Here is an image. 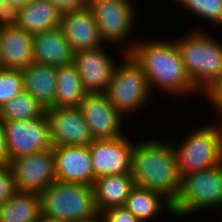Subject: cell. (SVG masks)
I'll return each instance as SVG.
<instances>
[{
	"instance_id": "cell-1",
	"label": "cell",
	"mask_w": 222,
	"mask_h": 222,
	"mask_svg": "<svg viewBox=\"0 0 222 222\" xmlns=\"http://www.w3.org/2000/svg\"><path fill=\"white\" fill-rule=\"evenodd\" d=\"M127 45L124 53H129L145 72L150 90L157 88L175 96L198 91L186 73L175 41L138 40Z\"/></svg>"
},
{
	"instance_id": "cell-2",
	"label": "cell",
	"mask_w": 222,
	"mask_h": 222,
	"mask_svg": "<svg viewBox=\"0 0 222 222\" xmlns=\"http://www.w3.org/2000/svg\"><path fill=\"white\" fill-rule=\"evenodd\" d=\"M131 175L135 186L160 193L170 204L176 200L181 184L173 144L148 139L135 144Z\"/></svg>"
},
{
	"instance_id": "cell-3",
	"label": "cell",
	"mask_w": 222,
	"mask_h": 222,
	"mask_svg": "<svg viewBox=\"0 0 222 222\" xmlns=\"http://www.w3.org/2000/svg\"><path fill=\"white\" fill-rule=\"evenodd\" d=\"M211 35L195 30L175 40L186 73L200 93L222 76V43Z\"/></svg>"
},
{
	"instance_id": "cell-4",
	"label": "cell",
	"mask_w": 222,
	"mask_h": 222,
	"mask_svg": "<svg viewBox=\"0 0 222 222\" xmlns=\"http://www.w3.org/2000/svg\"><path fill=\"white\" fill-rule=\"evenodd\" d=\"M39 195L43 215L67 222H87L100 215L92 185L56 180Z\"/></svg>"
},
{
	"instance_id": "cell-5",
	"label": "cell",
	"mask_w": 222,
	"mask_h": 222,
	"mask_svg": "<svg viewBox=\"0 0 222 222\" xmlns=\"http://www.w3.org/2000/svg\"><path fill=\"white\" fill-rule=\"evenodd\" d=\"M184 142L173 144L179 175L213 168L222 163V126L205 125L195 128Z\"/></svg>"
},
{
	"instance_id": "cell-6",
	"label": "cell",
	"mask_w": 222,
	"mask_h": 222,
	"mask_svg": "<svg viewBox=\"0 0 222 222\" xmlns=\"http://www.w3.org/2000/svg\"><path fill=\"white\" fill-rule=\"evenodd\" d=\"M214 207H222V163L182 176L172 212L174 216L182 217Z\"/></svg>"
},
{
	"instance_id": "cell-7",
	"label": "cell",
	"mask_w": 222,
	"mask_h": 222,
	"mask_svg": "<svg viewBox=\"0 0 222 222\" xmlns=\"http://www.w3.org/2000/svg\"><path fill=\"white\" fill-rule=\"evenodd\" d=\"M122 56L125 60L115 65L105 94L111 105L124 117V114L134 113L144 106L152 92L140 65L129 53Z\"/></svg>"
},
{
	"instance_id": "cell-8",
	"label": "cell",
	"mask_w": 222,
	"mask_h": 222,
	"mask_svg": "<svg viewBox=\"0 0 222 222\" xmlns=\"http://www.w3.org/2000/svg\"><path fill=\"white\" fill-rule=\"evenodd\" d=\"M88 2L104 43L117 44L129 39L137 18V10L132 0H88Z\"/></svg>"
},
{
	"instance_id": "cell-9",
	"label": "cell",
	"mask_w": 222,
	"mask_h": 222,
	"mask_svg": "<svg viewBox=\"0 0 222 222\" xmlns=\"http://www.w3.org/2000/svg\"><path fill=\"white\" fill-rule=\"evenodd\" d=\"M3 126L8 163L21 156L53 148L46 114L29 120L3 122Z\"/></svg>"
},
{
	"instance_id": "cell-10",
	"label": "cell",
	"mask_w": 222,
	"mask_h": 222,
	"mask_svg": "<svg viewBox=\"0 0 222 222\" xmlns=\"http://www.w3.org/2000/svg\"><path fill=\"white\" fill-rule=\"evenodd\" d=\"M17 192H43L57 180L52 149L21 156L9 162Z\"/></svg>"
},
{
	"instance_id": "cell-11",
	"label": "cell",
	"mask_w": 222,
	"mask_h": 222,
	"mask_svg": "<svg viewBox=\"0 0 222 222\" xmlns=\"http://www.w3.org/2000/svg\"><path fill=\"white\" fill-rule=\"evenodd\" d=\"M135 143L122 135L114 139L93 140L89 144L94 176L121 175L131 172Z\"/></svg>"
},
{
	"instance_id": "cell-12",
	"label": "cell",
	"mask_w": 222,
	"mask_h": 222,
	"mask_svg": "<svg viewBox=\"0 0 222 222\" xmlns=\"http://www.w3.org/2000/svg\"><path fill=\"white\" fill-rule=\"evenodd\" d=\"M93 140L122 136L123 116L111 105L105 93H87L78 107Z\"/></svg>"
},
{
	"instance_id": "cell-13",
	"label": "cell",
	"mask_w": 222,
	"mask_h": 222,
	"mask_svg": "<svg viewBox=\"0 0 222 222\" xmlns=\"http://www.w3.org/2000/svg\"><path fill=\"white\" fill-rule=\"evenodd\" d=\"M45 114L53 146H89L93 141L78 107H50Z\"/></svg>"
},
{
	"instance_id": "cell-14",
	"label": "cell",
	"mask_w": 222,
	"mask_h": 222,
	"mask_svg": "<svg viewBox=\"0 0 222 222\" xmlns=\"http://www.w3.org/2000/svg\"><path fill=\"white\" fill-rule=\"evenodd\" d=\"M73 64L80 74L87 93H105L107 91L116 61L107 50L105 51L104 46L75 52Z\"/></svg>"
},
{
	"instance_id": "cell-15",
	"label": "cell",
	"mask_w": 222,
	"mask_h": 222,
	"mask_svg": "<svg viewBox=\"0 0 222 222\" xmlns=\"http://www.w3.org/2000/svg\"><path fill=\"white\" fill-rule=\"evenodd\" d=\"M57 181L94 185L89 146H53Z\"/></svg>"
},
{
	"instance_id": "cell-16",
	"label": "cell",
	"mask_w": 222,
	"mask_h": 222,
	"mask_svg": "<svg viewBox=\"0 0 222 222\" xmlns=\"http://www.w3.org/2000/svg\"><path fill=\"white\" fill-rule=\"evenodd\" d=\"M60 27L74 53L106 46L89 7L63 13Z\"/></svg>"
},
{
	"instance_id": "cell-17",
	"label": "cell",
	"mask_w": 222,
	"mask_h": 222,
	"mask_svg": "<svg viewBox=\"0 0 222 222\" xmlns=\"http://www.w3.org/2000/svg\"><path fill=\"white\" fill-rule=\"evenodd\" d=\"M73 57L61 27L33 35V63L59 67L73 63Z\"/></svg>"
},
{
	"instance_id": "cell-18",
	"label": "cell",
	"mask_w": 222,
	"mask_h": 222,
	"mask_svg": "<svg viewBox=\"0 0 222 222\" xmlns=\"http://www.w3.org/2000/svg\"><path fill=\"white\" fill-rule=\"evenodd\" d=\"M2 68L24 70L33 63V35L19 27L0 29Z\"/></svg>"
},
{
	"instance_id": "cell-19",
	"label": "cell",
	"mask_w": 222,
	"mask_h": 222,
	"mask_svg": "<svg viewBox=\"0 0 222 222\" xmlns=\"http://www.w3.org/2000/svg\"><path fill=\"white\" fill-rule=\"evenodd\" d=\"M57 67L32 63L22 70L24 91L46 110L54 106L57 87Z\"/></svg>"
},
{
	"instance_id": "cell-20",
	"label": "cell",
	"mask_w": 222,
	"mask_h": 222,
	"mask_svg": "<svg viewBox=\"0 0 222 222\" xmlns=\"http://www.w3.org/2000/svg\"><path fill=\"white\" fill-rule=\"evenodd\" d=\"M134 187L135 184L131 173L97 177L93 188L98 212L101 213L110 207L124 206Z\"/></svg>"
},
{
	"instance_id": "cell-21",
	"label": "cell",
	"mask_w": 222,
	"mask_h": 222,
	"mask_svg": "<svg viewBox=\"0 0 222 222\" xmlns=\"http://www.w3.org/2000/svg\"><path fill=\"white\" fill-rule=\"evenodd\" d=\"M61 13L47 0H30L20 8L17 27L34 35L61 25Z\"/></svg>"
},
{
	"instance_id": "cell-22",
	"label": "cell",
	"mask_w": 222,
	"mask_h": 222,
	"mask_svg": "<svg viewBox=\"0 0 222 222\" xmlns=\"http://www.w3.org/2000/svg\"><path fill=\"white\" fill-rule=\"evenodd\" d=\"M57 87L53 107H79L87 92L84 90L82 79L71 63L57 67Z\"/></svg>"
},
{
	"instance_id": "cell-23",
	"label": "cell",
	"mask_w": 222,
	"mask_h": 222,
	"mask_svg": "<svg viewBox=\"0 0 222 222\" xmlns=\"http://www.w3.org/2000/svg\"><path fill=\"white\" fill-rule=\"evenodd\" d=\"M41 200L36 192H16L0 205V222H37Z\"/></svg>"
},
{
	"instance_id": "cell-24",
	"label": "cell",
	"mask_w": 222,
	"mask_h": 222,
	"mask_svg": "<svg viewBox=\"0 0 222 222\" xmlns=\"http://www.w3.org/2000/svg\"><path fill=\"white\" fill-rule=\"evenodd\" d=\"M162 200H165L164 204ZM164 205H166L165 209H167L170 214H173L172 204L160 193L139 186H135L131 190L124 204L140 222H146L156 217Z\"/></svg>"
},
{
	"instance_id": "cell-25",
	"label": "cell",
	"mask_w": 222,
	"mask_h": 222,
	"mask_svg": "<svg viewBox=\"0 0 222 222\" xmlns=\"http://www.w3.org/2000/svg\"><path fill=\"white\" fill-rule=\"evenodd\" d=\"M45 111L37 100L23 90L0 108V118L3 122L29 120L43 116Z\"/></svg>"
},
{
	"instance_id": "cell-26",
	"label": "cell",
	"mask_w": 222,
	"mask_h": 222,
	"mask_svg": "<svg viewBox=\"0 0 222 222\" xmlns=\"http://www.w3.org/2000/svg\"><path fill=\"white\" fill-rule=\"evenodd\" d=\"M190 13L222 25V0H174Z\"/></svg>"
},
{
	"instance_id": "cell-27",
	"label": "cell",
	"mask_w": 222,
	"mask_h": 222,
	"mask_svg": "<svg viewBox=\"0 0 222 222\" xmlns=\"http://www.w3.org/2000/svg\"><path fill=\"white\" fill-rule=\"evenodd\" d=\"M23 90L22 70L0 68V108Z\"/></svg>"
},
{
	"instance_id": "cell-28",
	"label": "cell",
	"mask_w": 222,
	"mask_h": 222,
	"mask_svg": "<svg viewBox=\"0 0 222 222\" xmlns=\"http://www.w3.org/2000/svg\"><path fill=\"white\" fill-rule=\"evenodd\" d=\"M16 192V183L9 163H0V205Z\"/></svg>"
},
{
	"instance_id": "cell-29",
	"label": "cell",
	"mask_w": 222,
	"mask_h": 222,
	"mask_svg": "<svg viewBox=\"0 0 222 222\" xmlns=\"http://www.w3.org/2000/svg\"><path fill=\"white\" fill-rule=\"evenodd\" d=\"M105 222H140L125 206H115L100 213Z\"/></svg>"
},
{
	"instance_id": "cell-30",
	"label": "cell",
	"mask_w": 222,
	"mask_h": 222,
	"mask_svg": "<svg viewBox=\"0 0 222 222\" xmlns=\"http://www.w3.org/2000/svg\"><path fill=\"white\" fill-rule=\"evenodd\" d=\"M20 8L5 1L0 4V29L5 27H17Z\"/></svg>"
},
{
	"instance_id": "cell-31",
	"label": "cell",
	"mask_w": 222,
	"mask_h": 222,
	"mask_svg": "<svg viewBox=\"0 0 222 222\" xmlns=\"http://www.w3.org/2000/svg\"><path fill=\"white\" fill-rule=\"evenodd\" d=\"M203 93V94H202ZM210 101L217 112L222 116V76L213 81L207 88L201 92ZM222 117L220 118L221 121Z\"/></svg>"
},
{
	"instance_id": "cell-32",
	"label": "cell",
	"mask_w": 222,
	"mask_h": 222,
	"mask_svg": "<svg viewBox=\"0 0 222 222\" xmlns=\"http://www.w3.org/2000/svg\"><path fill=\"white\" fill-rule=\"evenodd\" d=\"M61 13L73 12L88 7V0H47Z\"/></svg>"
},
{
	"instance_id": "cell-33",
	"label": "cell",
	"mask_w": 222,
	"mask_h": 222,
	"mask_svg": "<svg viewBox=\"0 0 222 222\" xmlns=\"http://www.w3.org/2000/svg\"><path fill=\"white\" fill-rule=\"evenodd\" d=\"M0 163H8V152L6 147L5 129L0 118Z\"/></svg>"
},
{
	"instance_id": "cell-34",
	"label": "cell",
	"mask_w": 222,
	"mask_h": 222,
	"mask_svg": "<svg viewBox=\"0 0 222 222\" xmlns=\"http://www.w3.org/2000/svg\"><path fill=\"white\" fill-rule=\"evenodd\" d=\"M37 222H67V221L41 214Z\"/></svg>"
},
{
	"instance_id": "cell-35",
	"label": "cell",
	"mask_w": 222,
	"mask_h": 222,
	"mask_svg": "<svg viewBox=\"0 0 222 222\" xmlns=\"http://www.w3.org/2000/svg\"><path fill=\"white\" fill-rule=\"evenodd\" d=\"M6 1L11 3L14 6H17L18 8H21L30 0H6Z\"/></svg>"
},
{
	"instance_id": "cell-36",
	"label": "cell",
	"mask_w": 222,
	"mask_h": 222,
	"mask_svg": "<svg viewBox=\"0 0 222 222\" xmlns=\"http://www.w3.org/2000/svg\"><path fill=\"white\" fill-rule=\"evenodd\" d=\"M87 222H105V220L99 215L97 218Z\"/></svg>"
},
{
	"instance_id": "cell-37",
	"label": "cell",
	"mask_w": 222,
	"mask_h": 222,
	"mask_svg": "<svg viewBox=\"0 0 222 222\" xmlns=\"http://www.w3.org/2000/svg\"><path fill=\"white\" fill-rule=\"evenodd\" d=\"M0 68H2V51H1V43H0Z\"/></svg>"
}]
</instances>
